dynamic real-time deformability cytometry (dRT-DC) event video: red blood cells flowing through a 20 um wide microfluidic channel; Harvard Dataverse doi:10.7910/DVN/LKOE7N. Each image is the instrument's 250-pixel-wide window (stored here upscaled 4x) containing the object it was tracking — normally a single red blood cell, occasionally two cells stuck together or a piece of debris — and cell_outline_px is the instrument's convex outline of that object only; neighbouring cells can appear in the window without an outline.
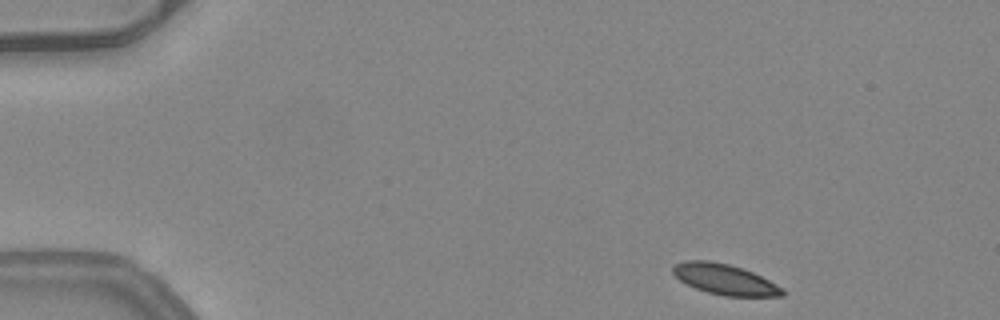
{"species": "common noctule bat (a hibernating species)", "species_latin": "Nyctalus noctula", "temperature_condition": "warm", "stored_images_in_passage": 46, "camera_frame_rate_fps": 3000, "um_per_image_px": 0.085, "animal": {"sex": "female", "body_mass_g": 24.6, "forearm_length_mm": 56.2}, "frame": {"image": 1, "passage_image": 1, "time_ms": 0.0, "image_size_px": [1000, 320], "cell_outline_px": [[784, 296], [724, 296], [708, 292], [696, 288], [680, 280], [672, 272], [672, 264], [684, 260], [708, 260], [728, 264], [752, 272], [784, 288]], "centroid_in_image_um": [61.58, 23.74], "position_along_channel_um": 23.4, "area_um2": 19.36}}
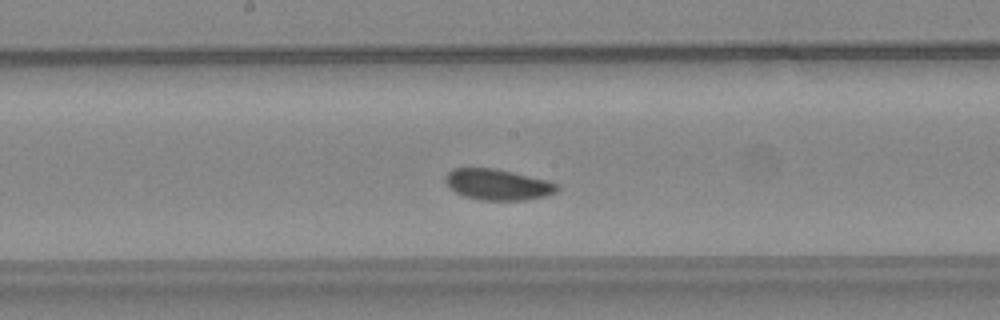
{"frame": {"image": 2, "passage_image": 22, "time_ms": 7.0, "image_size_px": [1000, 320], "cell_outline_px": [[560, 188], [556, 192], [544, 196], [524, 200], [480, 200], [464, 196], [456, 192], [444, 180], [444, 176], [452, 168], [496, 168], [560, 184]], "centroid_in_image_um": [42.3, 15.68], "position_along_channel_um": 205.9, "area_um2": 20.0}}
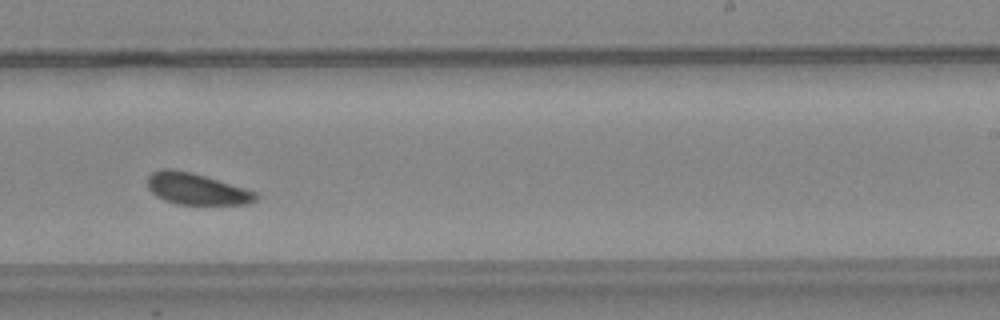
{"frame": {"image": 3, "passage_image": 27, "time_ms": 8.667, "image_size_px": [1000, 320], "cell_outline_px": [[260, 196], [256, 200], [248, 204], [176, 204], [164, 200], [156, 196], [148, 188], [148, 176], [152, 172], [160, 168], [172, 168], [192, 172], [244, 188], [256, 192]], "centroid_in_image_um": [16.68, 16.05], "position_along_channel_um": 272.3, "area_um2": 19.88}, "authors_computed_cell_mechanics": {"area_um2": 20.3167, "velocity_mm_per_s": 3.9994, "shape_relaxation_time_tau1_ms": 5.7353, "shape_relaxation_time_tau2_ms": 5.3775, "deformation_change_tau1": 0.1009, "deformation_change_tau2": 0.0857}}